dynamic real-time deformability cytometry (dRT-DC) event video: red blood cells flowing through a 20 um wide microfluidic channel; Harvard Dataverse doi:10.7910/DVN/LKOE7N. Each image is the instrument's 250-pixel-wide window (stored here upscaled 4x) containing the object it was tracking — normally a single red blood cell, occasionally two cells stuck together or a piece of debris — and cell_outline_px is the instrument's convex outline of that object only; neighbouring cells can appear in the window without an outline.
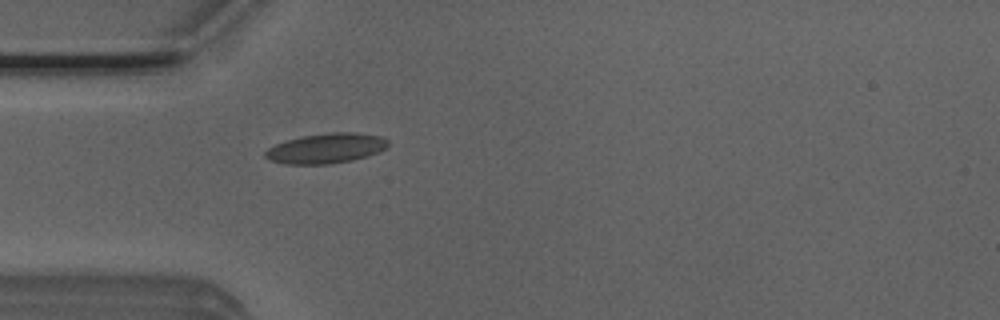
{"species": "Egyptian fruit bat (a non-hibernating species)", "species_latin": "Rousettus aegyptiacus", "temperature_condition": "room temperature", "stored_images_in_passage": 39, "camera_frame_rate_fps": 3000, "um_per_image_px": 0.085, "animal": {"sex": "male"}, "frame": {"image": 1, "passage_image": 2, "time_ms": 0.333, "image_size_px": [1000, 320], "cell_outline_px": [[388, 148], [380, 152], [368, 156], [352, 160], [328, 164], [284, 164], [268, 160], [264, 156], [264, 152], [268, 148], [276, 144], [300, 136], [332, 132], [356, 132], [380, 136], [388, 140]], "centroid_in_image_um": [27.73, 12.61], "position_along_channel_um": 57.3, "area_um2": 21.68}}
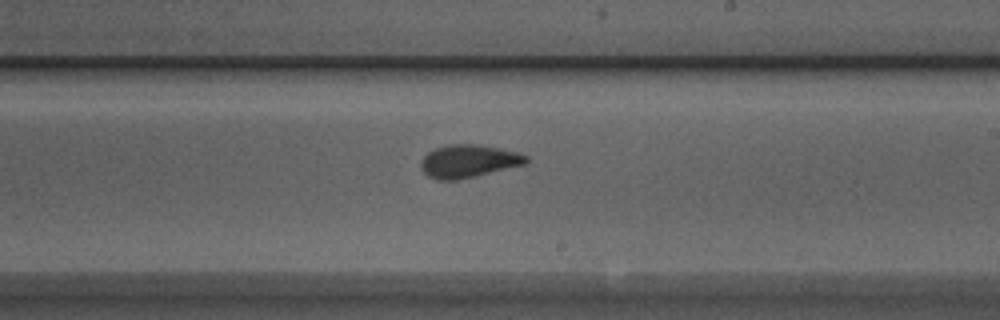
{"frame": {"image": 2, "passage_image": 17, "time_ms": 5.333, "image_size_px": [1000, 320], "cell_outline_px": [[528, 160], [524, 164], [456, 180], [436, 180], [428, 176], [420, 168], [420, 160], [428, 152], [436, 148], [448, 144], [476, 144], [500, 148], [516, 152], [528, 156]], "centroid_in_image_um": [39.77, 13.69], "position_along_channel_um": 249.2, "area_um2": 19.94}}
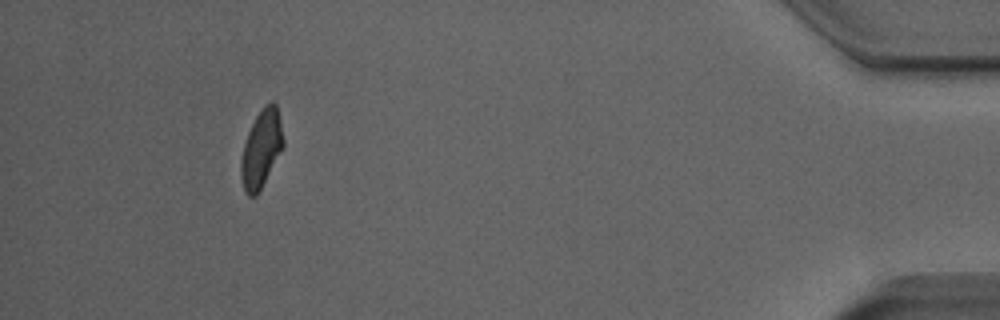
{"frame": {"image": 3, "passage_image": 35, "time_ms": 11.333, "image_size_px": [1000, 320], "cell_outline_px": [[284, 148], [256, 196], [248, 196], [244, 192], [240, 176], [240, 160], [244, 144], [248, 132], [256, 116], [264, 104], [272, 100], [276, 104], [284, 140]], "centroid_in_image_um": [22.2, 12.66], "position_along_channel_um": 413.0, "area_um2": 19.25}, "authors_computed_cell_mechanics": {"area_um2": 19.652, "velocity_mm_per_s": 3.8937, "shape_relaxation_time_tau1_ms": 5.7896, "shape_relaxation_time_tau2_ms": 1.3246, "deformation_change_tau1": 0.1443, "deformation_change_tau2": 0.0591}}